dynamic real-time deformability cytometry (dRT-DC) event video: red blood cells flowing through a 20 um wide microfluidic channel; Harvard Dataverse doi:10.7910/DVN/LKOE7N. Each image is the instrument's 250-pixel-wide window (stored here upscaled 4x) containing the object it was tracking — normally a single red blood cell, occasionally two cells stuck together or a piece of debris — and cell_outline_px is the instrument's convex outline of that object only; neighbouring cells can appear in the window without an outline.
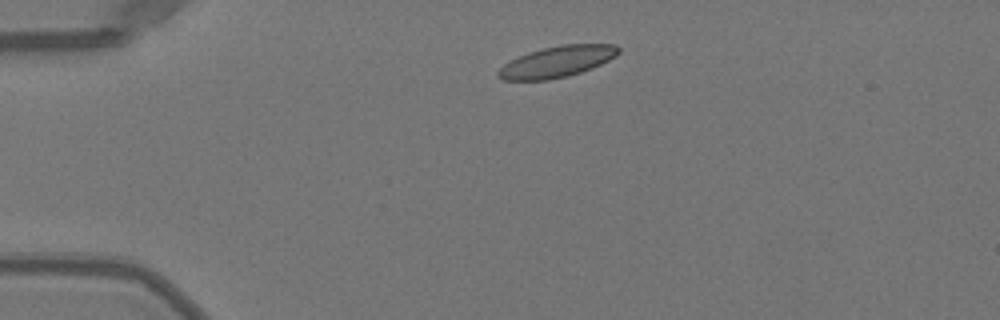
{"species": "Egyptian fruit bat (a non-hibernating species)", "species_latin": "Rousettus aegyptiacus", "temperature_condition": "warm", "stored_images_in_passage": 35, "camera_frame_rate_fps": 3000, "um_per_image_px": 0.085, "animal": {"sex": "female"}, "frame": {"image": 1, "passage_image": 1, "time_ms": 0.0, "image_size_px": [1000, 320], "cell_outline_px": [[620, 52], [616, 56], [592, 68], [568, 76], [548, 80], [504, 80], [496, 76], [496, 72], [504, 64], [528, 52], [560, 44], [616, 44], [620, 48]], "centroid_in_image_um": [47.36, 5.24], "position_along_channel_um": 37.6, "area_um2": 21.79}}
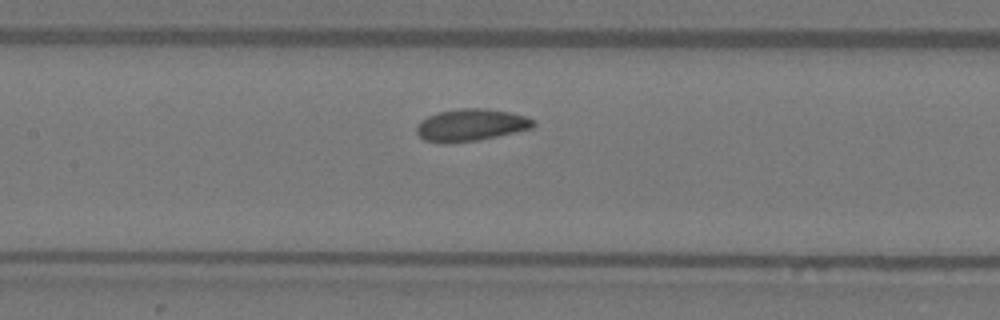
{"frame": {"image": 2, "passage_image": 14, "time_ms": 4.333, "image_size_px": [1000, 320], "cell_outline_px": [[536, 124], [532, 128], [496, 136], [476, 140], [444, 144], [424, 140], [416, 132], [416, 124], [420, 120], [436, 112], [460, 108], [488, 108], [512, 112], [536, 120]], "centroid_in_image_um": [40.0, 10.61], "position_along_channel_um": 167.4, "area_um2": 22.08}}
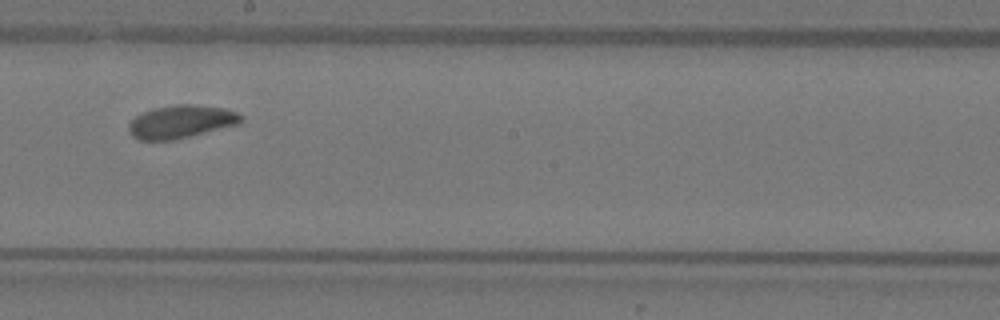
{"frame": {"image": 3, "passage_image": 19, "time_ms": 6.0, "image_size_px": [1000, 320], "cell_outline_px": [[244, 120], [240, 124], [176, 140], [136, 140], [128, 132], [128, 124], [136, 116], [144, 112], [156, 108], [176, 104], [196, 104], [224, 108], [236, 112], [244, 116]], "centroid_in_image_um": [15.42, 10.35], "position_along_channel_um": 232.8, "area_um2": 21.91}, "authors_computed_cell_mechanics": {"area_um2": 21.5594, "velocity_mm_per_s": 3.9459, "shape_relaxation_time_tau1_ms": 1.7786, "shape_relaxation_time_tau2_ms": null, "deformation_change_tau1": 0.0801, "deformation_change_tau2": null}}